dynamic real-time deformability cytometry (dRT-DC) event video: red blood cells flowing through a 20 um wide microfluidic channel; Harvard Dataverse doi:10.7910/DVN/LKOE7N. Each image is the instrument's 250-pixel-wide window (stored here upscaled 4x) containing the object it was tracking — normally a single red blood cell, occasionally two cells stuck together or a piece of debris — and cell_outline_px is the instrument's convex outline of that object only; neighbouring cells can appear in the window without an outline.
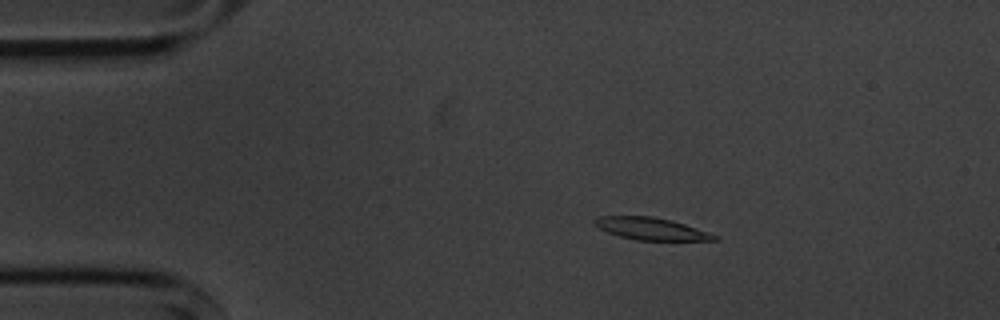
{"species": "common noctule bat (a hibernating species)", "species_latin": "Nyctalus noctula", "temperature_condition": "cold", "stored_images_in_passage": 4, "camera_frame_rate_fps": 3000, "um_per_image_px": 0.085, "animal": {"sex": "male", "body_mass_g": 20.1, "forearm_length_mm": 53.5}, "frame": {"image": 1, "passage_image": 3, "time_ms": 2.333, "image_size_px": [1000, 320], "cell_outline_px": [[720, 240], [636, 240], [620, 236], [608, 232], [600, 228], [596, 224], [596, 216], [652, 216], [672, 220], [720, 236]], "centroid_in_image_um": [55.4, 19.44], "position_along_channel_um": 29.6, "area_um2": 15.32}}